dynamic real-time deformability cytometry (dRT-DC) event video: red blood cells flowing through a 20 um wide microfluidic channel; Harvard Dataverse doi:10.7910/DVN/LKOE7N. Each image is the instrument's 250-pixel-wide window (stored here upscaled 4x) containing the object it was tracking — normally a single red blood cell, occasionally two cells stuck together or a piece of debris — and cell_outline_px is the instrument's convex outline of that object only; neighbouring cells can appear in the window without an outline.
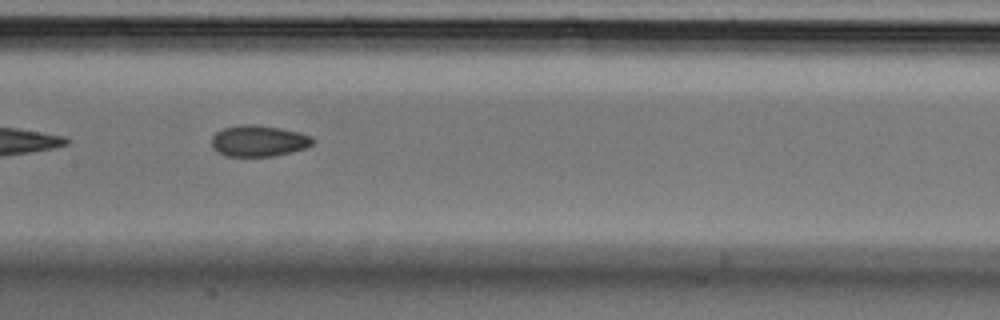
{"species": "Egyptian fruit bat (a non-hibernating species)", "species_latin": "Rousettus aegyptiacus", "temperature_condition": "cold", "stored_images_in_passage": 13, "camera_frame_rate_fps": 3000, "um_per_image_px": 0.085, "animal": {"sex": "male"}, "frame": {"image": 1, "passage_image": 6, "time_ms": 1.667, "image_size_px": [1000, 320], "cell_outline_px": [[316, 140], [312, 144], [304, 148], [292, 152], [272, 156], [224, 156], [216, 152], [212, 148], [212, 136], [216, 132], [224, 128], [240, 124], [256, 124], [280, 128], [300, 132], [312, 136]], "centroid_in_image_um": [21.98, 11.97], "position_along_channel_um": 185.4, "area_um2": 18.61}}
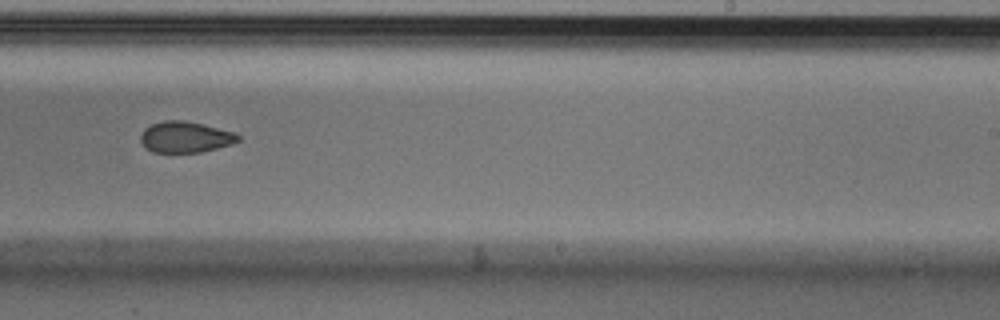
{"frame": {"image": 2, "passage_image": 8, "time_ms": 2.333, "image_size_px": [1000, 320], "cell_outline_px": [[240, 140], [232, 144], [200, 152], [152, 152], [140, 140], [140, 136], [144, 128], [152, 124], [164, 120], [184, 120], [232, 132], [240, 136]], "centroid_in_image_um": [15.73, 11.65], "position_along_channel_um": 273.3, "area_um2": 17.34}}
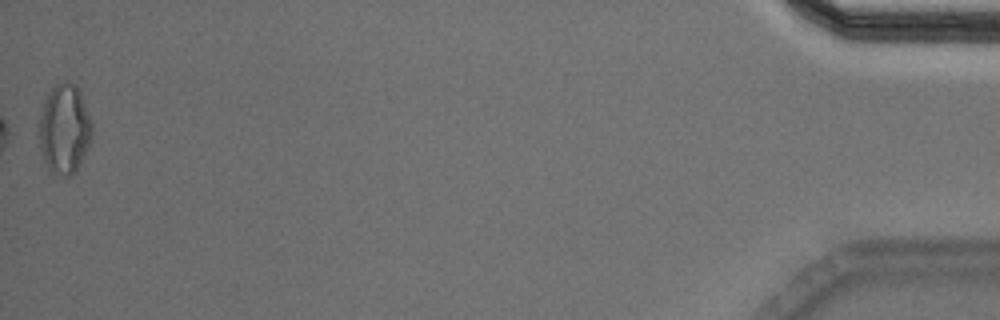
{"frame": {"image": 3, "passage_image": 13, "time_ms": 4.0, "image_size_px": [1000, 320], "cell_outline_px": [[92, 136], [76, 172], [72, 176], [60, 176], [52, 172], [48, 168], [44, 160], [36, 136], [36, 132], [44, 100], [52, 88], [56, 84], [64, 80], [68, 80], [76, 84], [80, 92], [92, 124]], "centroid_in_image_um": [5.44, 10.97], "position_along_channel_um": 429.8, "area_um2": 28.03}}